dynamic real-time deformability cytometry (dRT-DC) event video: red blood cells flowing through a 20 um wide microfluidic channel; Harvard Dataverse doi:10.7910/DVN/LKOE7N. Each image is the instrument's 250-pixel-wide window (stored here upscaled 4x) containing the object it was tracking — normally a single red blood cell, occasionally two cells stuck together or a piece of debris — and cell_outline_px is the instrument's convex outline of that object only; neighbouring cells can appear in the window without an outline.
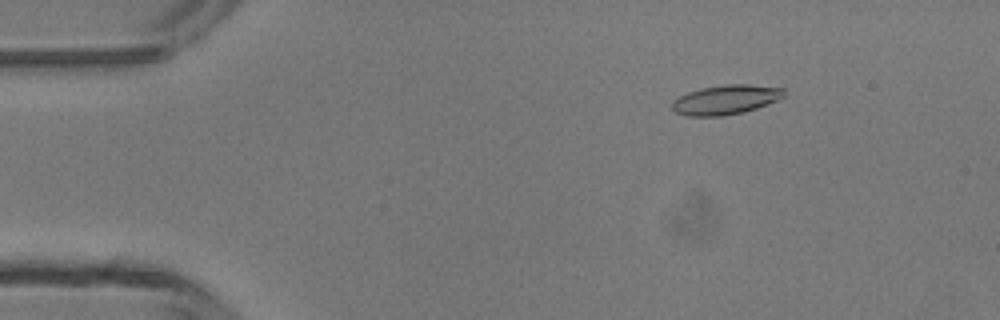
{"species": "common noctule bat (a hibernating species)", "species_latin": "Nyctalus noctula", "temperature_condition": "room temperature", "stored_images_in_passage": 47, "camera_frame_rate_fps": 3000, "um_per_image_px": 0.085, "animal": {"sex": "male", "body_mass_g": 13.3}, "frame": {"image": 1, "passage_image": 7, "time_ms": 2.0, "image_size_px": [1000, 320], "cell_outline_px": [[784, 96], [768, 104], [744, 112], [724, 116], [688, 116], [676, 112], [672, 108], [672, 100], [688, 92], [700, 88], [724, 84], [748, 84], [784, 88]], "centroid_in_image_um": [61.67, 8.47], "position_along_channel_um": 23.3, "area_um2": 19.25}}
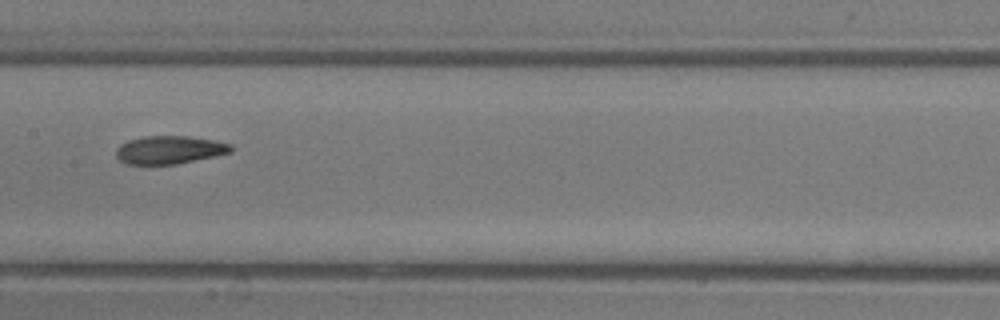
{"frame": {"image": 2, "passage_image": 24, "time_ms": 7.667, "image_size_px": [1000, 320], "cell_outline_px": [[232, 152], [176, 164], [128, 164], [120, 160], [116, 156], [116, 148], [120, 144], [128, 140], [144, 136], [188, 136], [212, 140], [232, 144]], "centroid_in_image_um": [14.38, 12.73], "position_along_channel_um": 193.0, "area_um2": 18.67}}
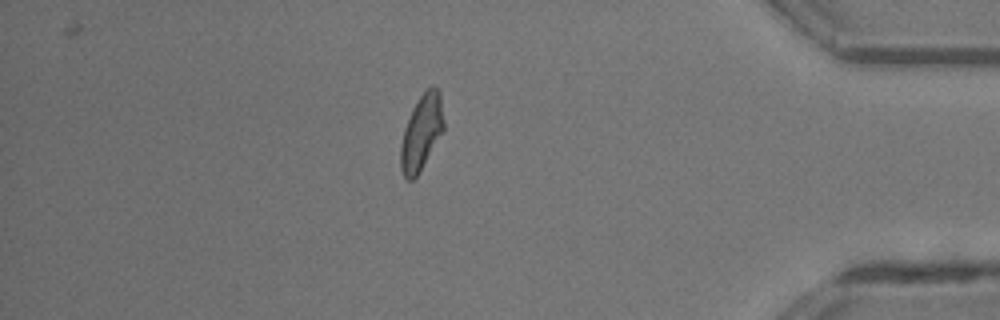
{"frame": {"image": 3, "passage_image": 41, "time_ms": 13.333, "image_size_px": [1000, 320], "cell_outline_px": [[444, 132], [416, 176], [412, 180], [408, 180], [404, 176], [400, 168], [400, 144], [404, 128], [412, 108], [420, 96], [432, 84], [436, 84], [440, 92], [444, 120]], "centroid_in_image_um": [35.84, 11.22], "position_along_channel_um": 399.4, "area_um2": 19.13}, "authors_computed_cell_mechanics": {"area_um2": 19.0162, "velocity_mm_per_s": 4.3482, "shape_relaxation_time_tau1_ms": 3.5225, "shape_relaxation_time_tau2_ms": 2.9326, "deformation_change_tau1": 0.1488, "deformation_change_tau2": 0.1027}}